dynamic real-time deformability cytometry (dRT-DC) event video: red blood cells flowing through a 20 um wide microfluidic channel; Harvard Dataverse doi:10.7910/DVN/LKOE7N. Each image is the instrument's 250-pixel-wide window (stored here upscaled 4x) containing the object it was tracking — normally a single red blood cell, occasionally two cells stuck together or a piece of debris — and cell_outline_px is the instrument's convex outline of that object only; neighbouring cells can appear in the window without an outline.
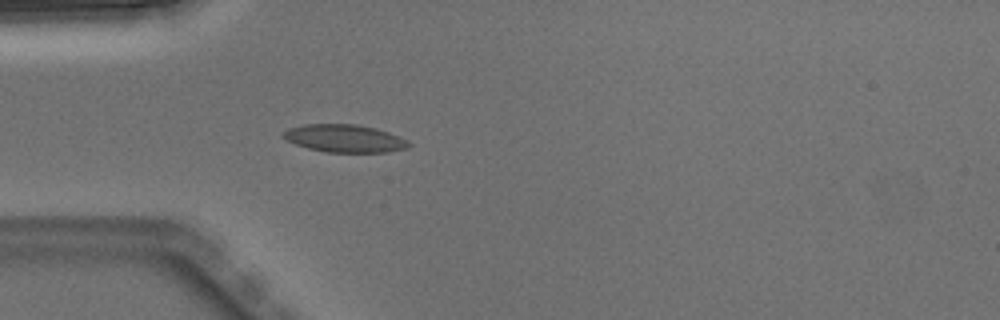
{"species": "Egyptian fruit bat (a non-hibernating species)", "species_latin": "Rousettus aegyptiacus", "temperature_condition": "warm", "stored_images_in_passage": 3, "camera_frame_rate_fps": 3000, "um_per_image_px": 0.085, "animal": {"sex": "male"}, "frame": {"image": 1, "passage_image": 3, "time_ms": 0.667, "image_size_px": [1000, 320], "cell_outline_px": [[412, 144], [408, 148], [388, 152], [328, 152], [308, 148], [296, 144], [280, 136], [288, 128], [304, 124], [356, 124], [376, 128], [400, 136], [408, 140]], "centroid_in_image_um": [29.33, 11.76], "position_along_channel_um": 55.7, "area_um2": 20.35}}